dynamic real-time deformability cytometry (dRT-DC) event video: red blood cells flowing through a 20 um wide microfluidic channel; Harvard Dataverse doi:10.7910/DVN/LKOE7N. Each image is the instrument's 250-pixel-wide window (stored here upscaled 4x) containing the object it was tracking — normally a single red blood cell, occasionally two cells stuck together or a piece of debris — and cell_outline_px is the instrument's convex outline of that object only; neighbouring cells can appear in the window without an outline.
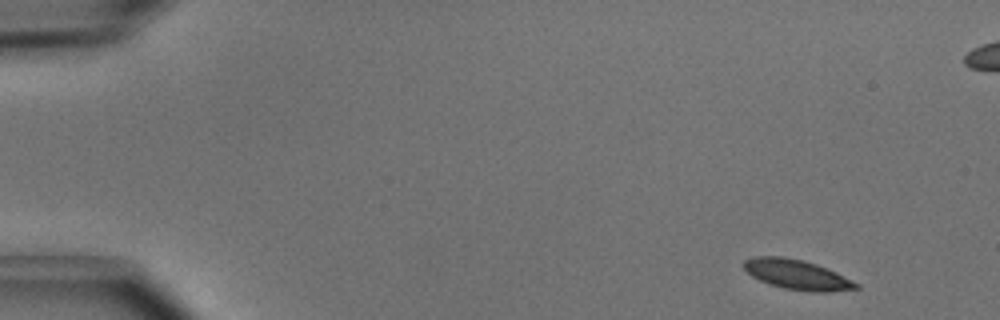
{"species": "common noctule bat (a hibernating species)", "species_latin": "Nyctalus noctula", "temperature_condition": "cold", "stored_images_in_passage": 4, "camera_frame_rate_fps": 3000, "um_per_image_px": 0.085, "animal": {"sex": "male", "body_mass_g": 15.6}, "frame": {"image": 1, "passage_image": 1, "time_ms": 0.0, "image_size_px": [1000, 320], "cell_outline_px": [[860, 288], [832, 292], [808, 292], [784, 288], [768, 284], [752, 276], [744, 268], [744, 260], [752, 256], [784, 256], [804, 260], [816, 264], [836, 272], [860, 284]], "centroid_in_image_um": [67.76, 23.34], "position_along_channel_um": 17.2, "area_um2": 19.71}}